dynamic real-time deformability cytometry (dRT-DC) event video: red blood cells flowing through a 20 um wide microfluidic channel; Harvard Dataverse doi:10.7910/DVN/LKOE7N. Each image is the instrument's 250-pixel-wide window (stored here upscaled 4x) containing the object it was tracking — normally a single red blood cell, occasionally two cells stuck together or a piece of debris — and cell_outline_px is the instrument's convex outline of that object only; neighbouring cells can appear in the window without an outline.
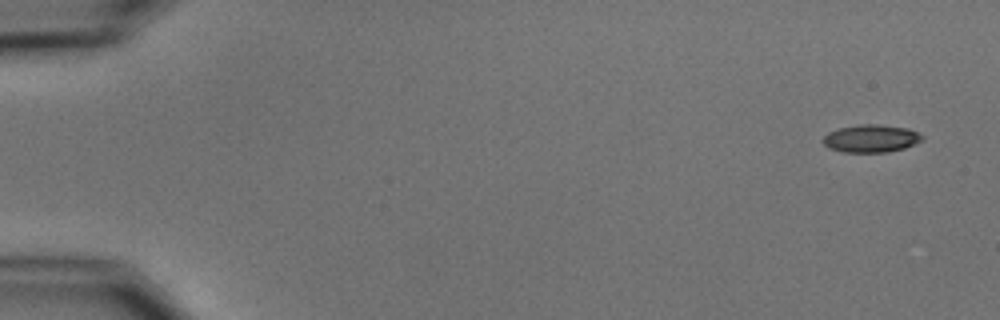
{"species": "common noctule bat (a hibernating species)", "species_latin": "Nyctalus noctula", "temperature_condition": "cold", "stored_images_in_passage": 2, "camera_frame_rate_fps": 3000, "um_per_image_px": 0.085, "animal": {"sex": "male", "body_mass_g": 15.6}, "frame": {"image": 1, "passage_image": 2, "time_ms": 1.333, "image_size_px": [1000, 320], "cell_outline_px": [[924, 140], [904, 148], [888, 152], [844, 152], [828, 148], [820, 140], [828, 132], [840, 128], [860, 124], [876, 124], [908, 128], [924, 136]], "centroid_in_image_um": [74.03, 11.77], "position_along_channel_um": 11.0, "area_um2": 16.07}}